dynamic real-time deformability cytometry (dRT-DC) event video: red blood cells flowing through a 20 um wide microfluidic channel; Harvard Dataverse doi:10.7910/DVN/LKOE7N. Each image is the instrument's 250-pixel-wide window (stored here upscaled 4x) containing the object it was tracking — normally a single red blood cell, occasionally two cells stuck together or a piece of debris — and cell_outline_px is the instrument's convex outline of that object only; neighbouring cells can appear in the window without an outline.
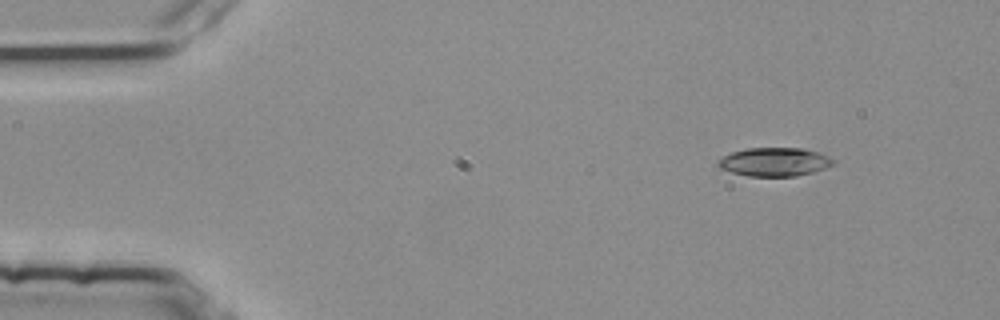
{"species": "common noctule bat (a hibernating species)", "species_latin": "Nyctalus noctula", "temperature_condition": "room temperature", "stored_images_in_passage": 3, "camera_frame_rate_fps": 3000, "um_per_image_px": 0.085, "animal": {"sex": "female", "body_mass_g": 25.1}, "frame": {"image": 1, "passage_image": 1, "time_ms": 0.0, "image_size_px": [1000, 320], "cell_outline_px": [[836, 160], [832, 164], [824, 168], [812, 172], [796, 176], [748, 176], [732, 172], [720, 168], [716, 164], [716, 160], [732, 152], [748, 148], [800, 148], [820, 152]], "centroid_in_image_um": [65.81, 13.76], "position_along_channel_um": 19.2, "area_um2": 19.13}}
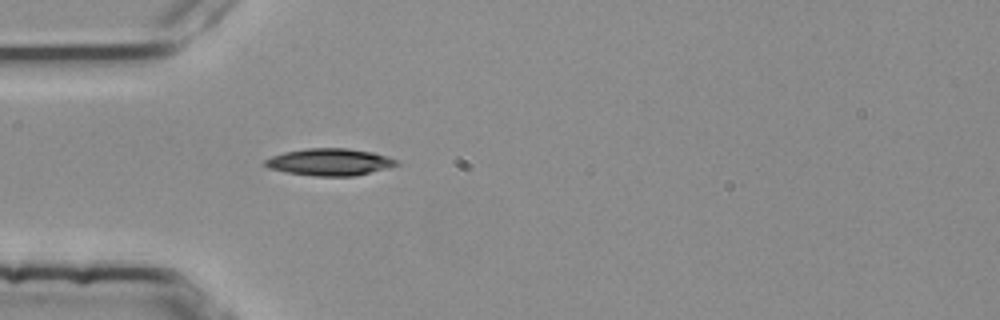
{"frame": {"image": 2, "passage_image": 3, "time_ms": 0.667, "image_size_px": [1000, 320], "cell_outline_px": [[400, 164], [356, 176], [316, 176], [288, 172], [268, 168], [264, 164], [264, 160], [272, 156], [284, 152], [304, 148], [348, 148], [372, 152], [396, 160]], "centroid_in_image_um": [27.99, 13.77], "position_along_channel_um": 57.0, "area_um2": 20.52}}